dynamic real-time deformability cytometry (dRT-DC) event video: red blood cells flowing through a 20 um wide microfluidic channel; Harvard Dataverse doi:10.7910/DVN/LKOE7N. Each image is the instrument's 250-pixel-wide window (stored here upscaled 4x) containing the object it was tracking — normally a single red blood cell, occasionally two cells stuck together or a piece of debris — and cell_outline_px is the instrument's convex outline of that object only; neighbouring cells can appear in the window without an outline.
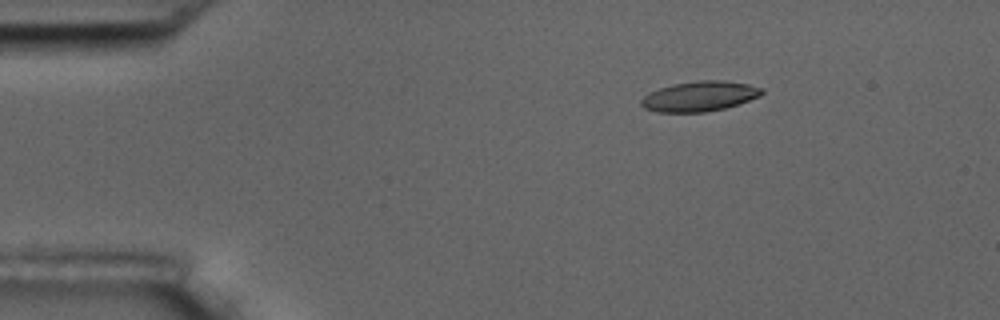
{"species": "common noctule bat (a hibernating species)", "species_latin": "Nyctalus noctula", "temperature_condition": "room temperature", "stored_images_in_passage": 3, "camera_frame_rate_fps": 3000, "um_per_image_px": 0.085, "animal": {"sex": "male", "body_mass_g": 17.5, "forearm_length_mm": 52.3}, "frame": {"image": 1, "passage_image": 1, "time_ms": 0.0, "image_size_px": [1000, 320], "cell_outline_px": [[764, 92], [760, 96], [724, 108], [704, 112], [656, 112], [644, 108], [640, 104], [640, 100], [648, 92], [672, 84], [700, 80], [724, 80], [748, 84], [764, 88]], "centroid_in_image_um": [59.44, 8.17], "position_along_channel_um": 25.6, "area_um2": 21.15}}